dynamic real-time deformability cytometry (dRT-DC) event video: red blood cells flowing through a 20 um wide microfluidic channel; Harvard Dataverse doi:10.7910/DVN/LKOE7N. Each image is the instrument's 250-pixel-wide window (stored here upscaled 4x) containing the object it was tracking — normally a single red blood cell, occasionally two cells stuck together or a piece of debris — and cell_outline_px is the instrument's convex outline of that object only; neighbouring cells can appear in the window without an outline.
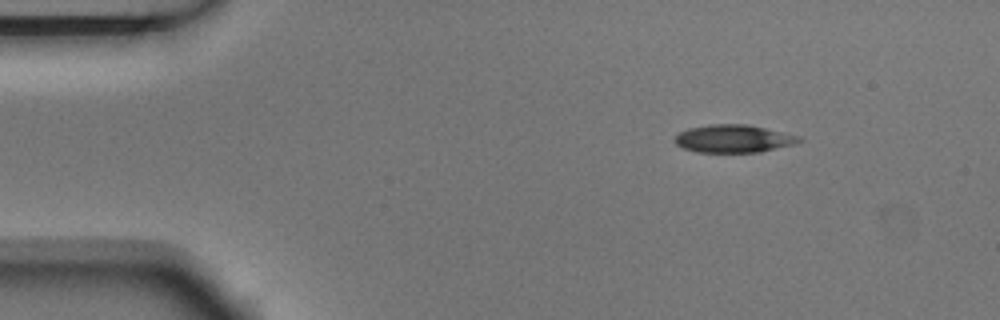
{"species": "Egyptian fruit bat (a non-hibernating species)", "species_latin": "Rousettus aegyptiacus", "temperature_condition": "room temperature", "stored_images_in_passage": 4, "camera_frame_rate_fps": 3000, "um_per_image_px": 0.085, "animal": {"sex": "male"}, "frame": {"image": 1, "passage_image": 1, "time_ms": 0.0, "image_size_px": [1000, 320], "cell_outline_px": [[804, 140], [796, 144], [760, 152], [696, 152], [684, 148], [676, 144], [672, 140], [680, 132], [688, 128], [708, 124], [748, 124], [800, 136]], "centroid_in_image_um": [62.36, 11.78], "position_along_channel_um": 22.6, "area_um2": 20.29}}
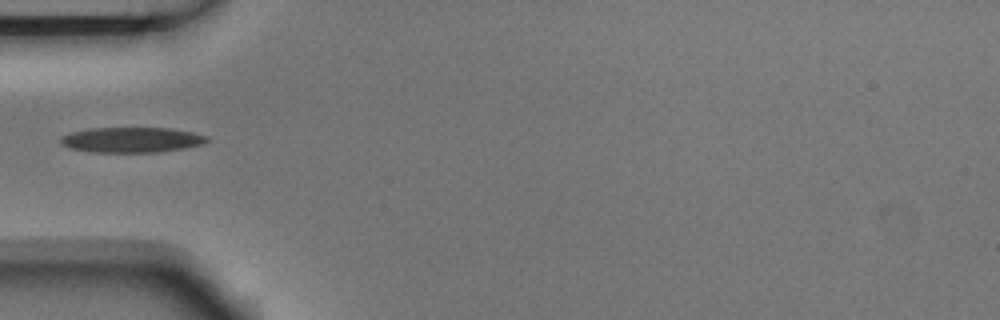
{"frame": {"image": 2, "passage_image": 4, "time_ms": 1.0, "image_size_px": [1000, 320], "cell_outline_px": [[208, 140], [200, 144], [160, 152], [92, 152], [72, 148], [60, 144], [60, 136], [72, 132], [88, 128], [168, 128], [192, 132], [208, 136]], "centroid_in_image_um": [11.13, 11.88], "position_along_channel_um": 73.9, "area_um2": 21.33}}